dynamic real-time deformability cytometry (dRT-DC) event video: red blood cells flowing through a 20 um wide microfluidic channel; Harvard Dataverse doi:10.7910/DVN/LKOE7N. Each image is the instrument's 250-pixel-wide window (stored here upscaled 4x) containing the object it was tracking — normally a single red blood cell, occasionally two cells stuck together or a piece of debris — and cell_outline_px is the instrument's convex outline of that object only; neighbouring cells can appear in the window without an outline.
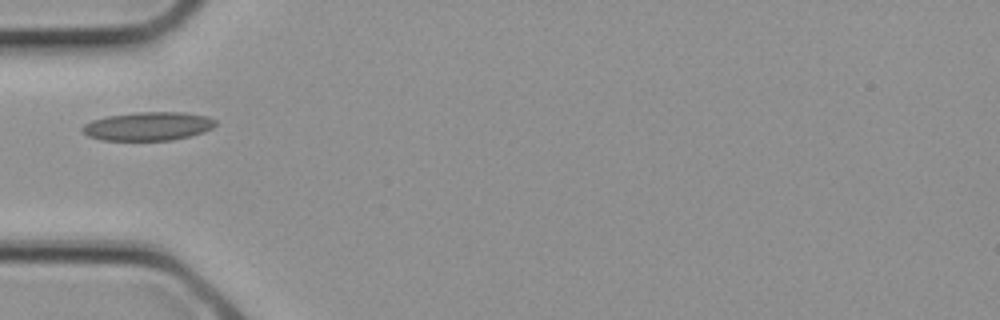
{"species": "common noctule bat (a hibernating species)", "species_latin": "Nyctalus noctula", "temperature_condition": "cold", "stored_images_in_passage": 1, "camera_frame_rate_fps": 3000, "um_per_image_px": 0.085, "animal": {"sex": "female", "body_mass_g": 21.9}, "frame": {"image": 1, "passage_image": 1, "time_ms": 0.0, "image_size_px": [1000, 320], "cell_outline_px": [[216, 124], [212, 128], [204, 132], [172, 140], [100, 140], [88, 136], [80, 128], [84, 124], [92, 120], [108, 116], [136, 112], [184, 112], [208, 116], [216, 120]], "centroid_in_image_um": [12.59, 10.72], "position_along_channel_um": 72.4, "area_um2": 22.2}}